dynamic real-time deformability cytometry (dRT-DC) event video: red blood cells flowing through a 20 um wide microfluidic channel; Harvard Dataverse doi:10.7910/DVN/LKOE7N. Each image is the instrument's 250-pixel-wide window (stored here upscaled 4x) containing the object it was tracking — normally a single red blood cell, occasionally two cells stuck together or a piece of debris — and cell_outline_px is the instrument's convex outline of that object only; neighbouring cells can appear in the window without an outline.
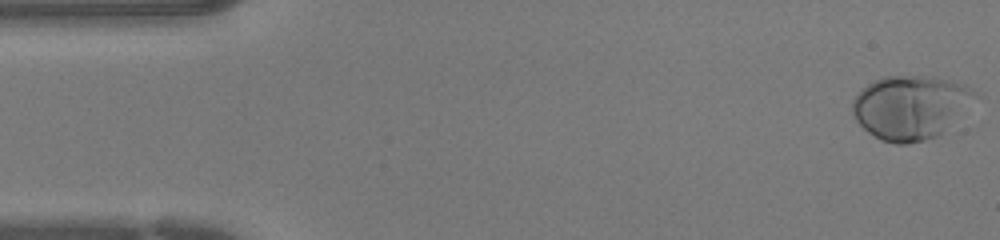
{"species": "human", "species_latin": "Homo sapiens", "temperature_condition": "warm", "stored_images_in_passage": 44, "camera_frame_rate_fps": 3000, "um_per_image_px": 0.085, "donor": {"sex": "female"}, "frame": {"image": 1, "passage_image": 1, "time_ms": 0.0, "image_size_px": [1000, 240], "cell_outline_px": [[980, 96], [940, 136], [908, 144], [896, 144], [880, 140], [868, 132], [856, 120], [852, 112], [852, 100], [868, 84], [884, 76], [932, 76], [952, 80], [964, 84], [976, 92]], "centroid_in_image_um": [77.44, 9.12], "position_along_channel_um": 7.6, "area_um2": 45.89}}
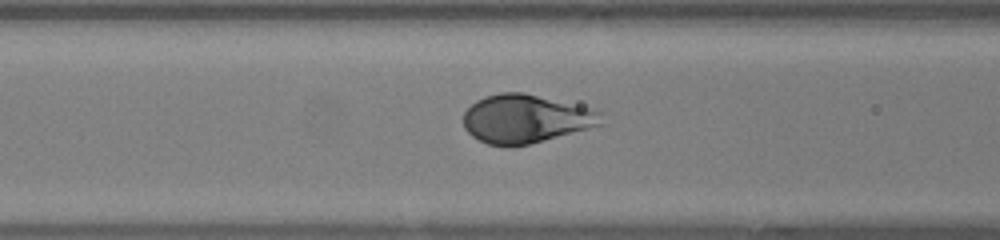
{"frame": {"image": 2, "passage_image": 17, "time_ms": 5.333, "image_size_px": [1000, 240], "cell_outline_px": [[604, 124], [544, 140], [512, 148], [508, 148], [488, 144], [472, 136], [464, 128], [464, 112], [476, 100], [484, 96], [500, 92], [524, 92], [592, 108], [600, 112]], "centroid_in_image_um": [44.66, 10.1], "position_along_channel_um": 121.9, "area_um2": 39.13}}
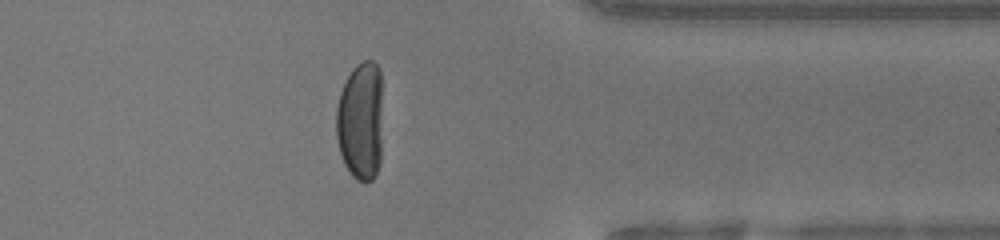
{"frame": {"image": 3, "passage_image": 35, "time_ms": 11.333, "image_size_px": [1000, 240], "cell_outline_px": [[380, 164], [372, 180], [364, 184], [356, 180], [352, 176], [344, 164], [340, 152], [336, 136], [336, 108], [340, 92], [352, 68], [356, 64], [364, 60], [372, 60], [380, 68]], "centroid_in_image_um": [30.62, 10.31], "position_along_channel_um": 380.8, "area_um2": 32.19}}